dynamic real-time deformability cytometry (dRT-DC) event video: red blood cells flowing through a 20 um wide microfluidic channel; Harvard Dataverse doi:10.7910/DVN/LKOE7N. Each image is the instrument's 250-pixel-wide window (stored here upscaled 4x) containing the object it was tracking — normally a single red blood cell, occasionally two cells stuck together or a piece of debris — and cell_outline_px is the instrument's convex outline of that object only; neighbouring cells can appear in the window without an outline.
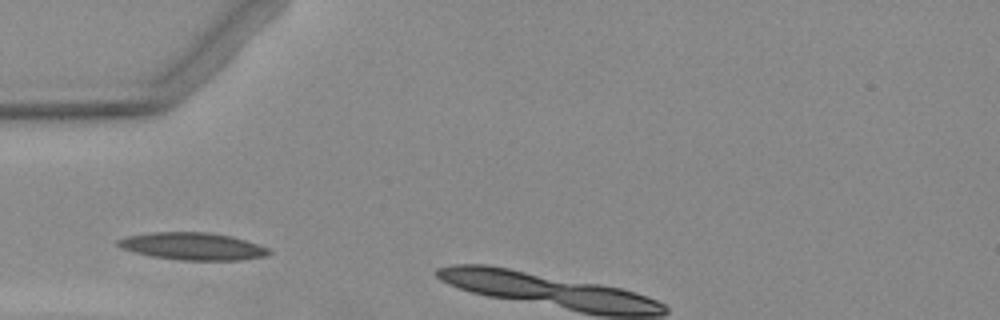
{"species": "Egyptian fruit bat (a non-hibernating species)", "species_latin": "Rousettus aegyptiacus", "temperature_condition": "warm", "stored_images_in_passage": 2, "camera_frame_rate_fps": 3000, "um_per_image_px": 0.085, "animal": {"sex": "female"}, "frame": {"image": 1, "passage_image": 1, "time_ms": 0.0, "image_size_px": [1000, 320], "cell_outline_px": [[272, 252], [268, 256], [240, 260], [180, 260], [152, 256], [120, 248], [116, 244], [116, 240], [128, 236], [152, 232], [208, 232], [232, 236], [268, 248]], "centroid_in_image_um": [16.38, 20.93], "position_along_channel_um": 68.6, "area_um2": 23.99}}